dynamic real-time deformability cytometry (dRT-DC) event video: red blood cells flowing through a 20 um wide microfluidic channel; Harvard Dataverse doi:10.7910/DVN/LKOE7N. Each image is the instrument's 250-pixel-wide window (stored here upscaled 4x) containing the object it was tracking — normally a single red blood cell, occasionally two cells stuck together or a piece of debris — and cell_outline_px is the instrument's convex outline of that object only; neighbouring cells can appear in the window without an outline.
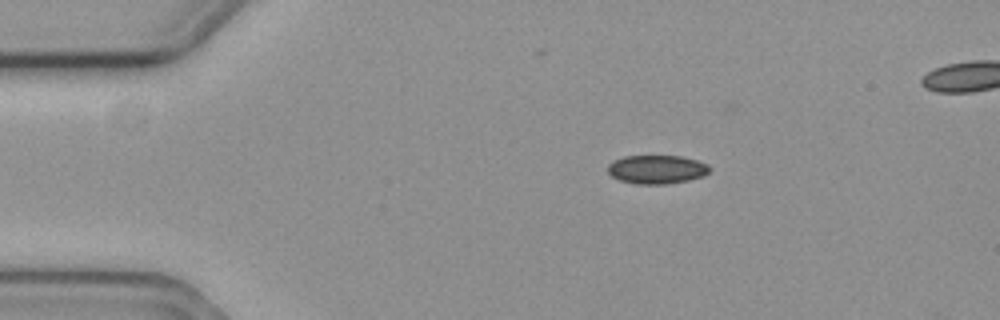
{"species": "common noctule bat (a hibernating species)", "species_latin": "Nyctalus noctula", "temperature_condition": "cold", "stored_images_in_passage": 46, "camera_frame_rate_fps": 3000, "um_per_image_px": 0.085, "animal": {"sex": "female", "body_mass_g": 19.3, "forearm_length_mm": 54.1}, "frame": {"image": 1, "passage_image": 1, "time_ms": 0.0, "image_size_px": [1000, 320], "cell_outline_px": [[712, 168], [704, 176], [688, 180], [664, 184], [636, 184], [620, 180], [612, 176], [608, 172], [608, 164], [624, 156], [680, 156], [696, 160], [708, 164]], "centroid_in_image_um": [55.85, 14.4], "position_along_channel_um": 29.2, "area_um2": 16.94}}
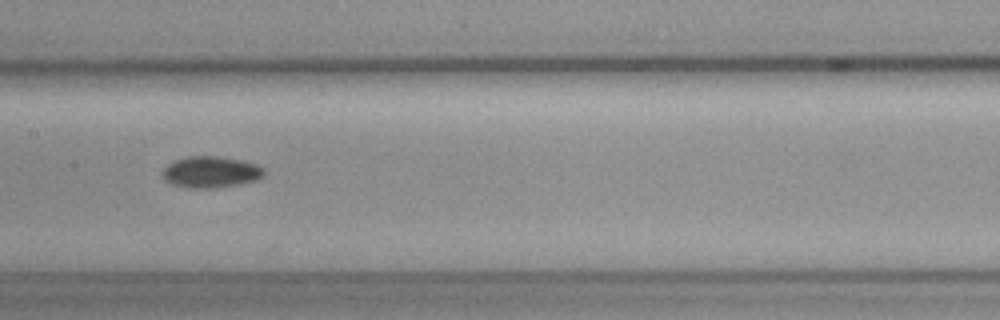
{"frame": {"image": 2, "passage_image": 19, "time_ms": 6.0, "image_size_px": [1000, 320], "cell_outline_px": [[264, 176], [256, 180], [236, 184], [212, 188], [188, 188], [172, 184], [164, 180], [160, 172], [168, 164], [176, 160], [188, 156], [216, 156], [240, 160], [256, 164], [264, 168]], "centroid_in_image_um": [17.88, 14.62], "position_along_channel_um": 189.5, "area_um2": 18.5}}
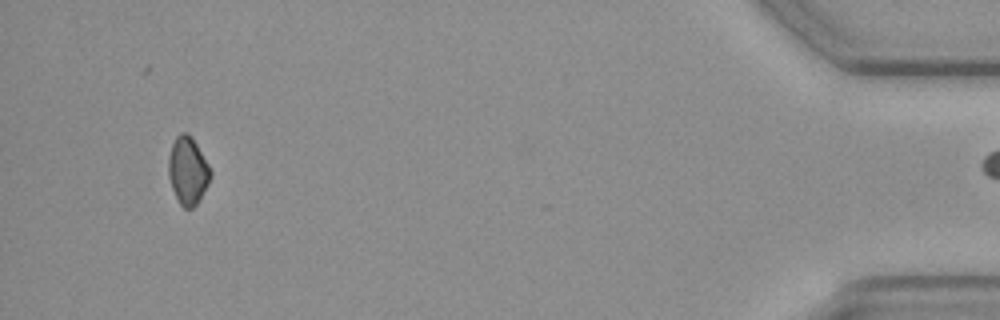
{"frame": {"image": 3, "passage_image": 45, "time_ms": 14.667, "image_size_px": [1000, 320], "cell_outline_px": [[212, 176], [200, 200], [192, 208], [184, 208], [180, 204], [172, 188], [168, 176], [168, 156], [172, 144], [176, 136], [180, 132], [188, 132], [192, 136], [208, 164], [212, 172]], "centroid_in_image_um": [15.96, 14.49], "position_along_channel_um": 419.2, "area_um2": 16.7}}